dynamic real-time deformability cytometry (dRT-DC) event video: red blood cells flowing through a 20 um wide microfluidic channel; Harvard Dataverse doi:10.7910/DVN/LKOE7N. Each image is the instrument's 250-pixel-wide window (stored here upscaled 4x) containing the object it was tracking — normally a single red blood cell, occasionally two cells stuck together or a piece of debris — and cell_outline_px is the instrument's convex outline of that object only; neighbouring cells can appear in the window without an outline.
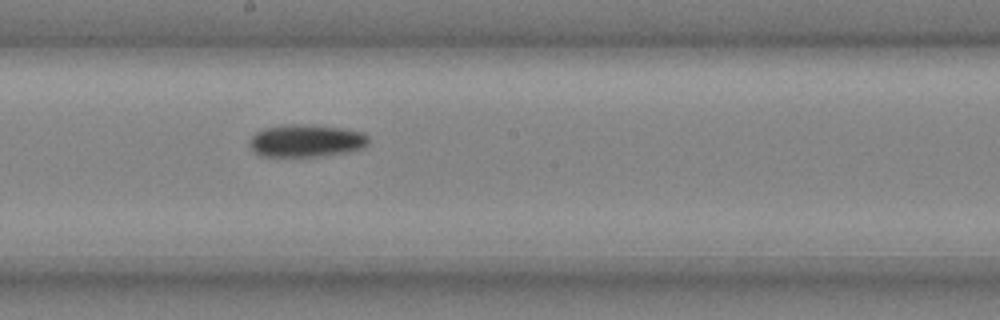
{"species": "common noctule bat (a hibernating species)", "species_latin": "Nyctalus noctula", "temperature_condition": "cold", "stored_images_in_passage": 5, "camera_frame_rate_fps": 3000, "um_per_image_px": 0.085, "animal": {"sex": "male", "body_mass_g": 20.4}, "frame": {"image": 1, "passage_image": 5, "time_ms": 1.333, "image_size_px": [1000, 320], "cell_outline_px": [[368, 144], [364, 148], [348, 152], [316, 156], [260, 156], [248, 144], [252, 136], [256, 132], [264, 128], [284, 124], [304, 124], [340, 128], [364, 132], [368, 136]], "centroid_in_image_um": [26.03, 11.95], "position_along_channel_um": 222.2, "area_um2": 22.54}}